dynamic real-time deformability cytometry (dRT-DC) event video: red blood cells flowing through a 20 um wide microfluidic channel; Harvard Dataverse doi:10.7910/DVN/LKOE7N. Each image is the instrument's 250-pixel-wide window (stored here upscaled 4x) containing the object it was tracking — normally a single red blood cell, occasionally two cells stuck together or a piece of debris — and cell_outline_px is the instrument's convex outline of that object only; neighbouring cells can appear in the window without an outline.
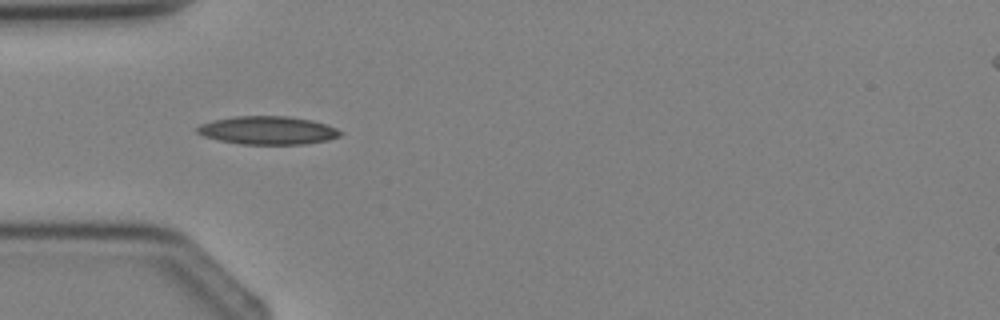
{"species": "Egyptian fruit bat (a non-hibernating species)", "species_latin": "Rousettus aegyptiacus", "temperature_condition": "cold", "stored_images_in_passage": 3, "camera_frame_rate_fps": 3000, "um_per_image_px": 0.085, "animal": {"sex": "female"}, "frame": {"image": 1, "passage_image": 3, "time_ms": 2.333, "image_size_px": [1000, 320], "cell_outline_px": [[344, 132], [340, 136], [328, 140], [304, 144], [240, 144], [220, 140], [204, 136], [196, 132], [196, 128], [200, 124], [212, 120], [236, 116], [288, 116], [312, 120], [328, 124]], "centroid_in_image_um": [22.78, 11.07], "position_along_channel_um": 62.2, "area_um2": 23.64}}